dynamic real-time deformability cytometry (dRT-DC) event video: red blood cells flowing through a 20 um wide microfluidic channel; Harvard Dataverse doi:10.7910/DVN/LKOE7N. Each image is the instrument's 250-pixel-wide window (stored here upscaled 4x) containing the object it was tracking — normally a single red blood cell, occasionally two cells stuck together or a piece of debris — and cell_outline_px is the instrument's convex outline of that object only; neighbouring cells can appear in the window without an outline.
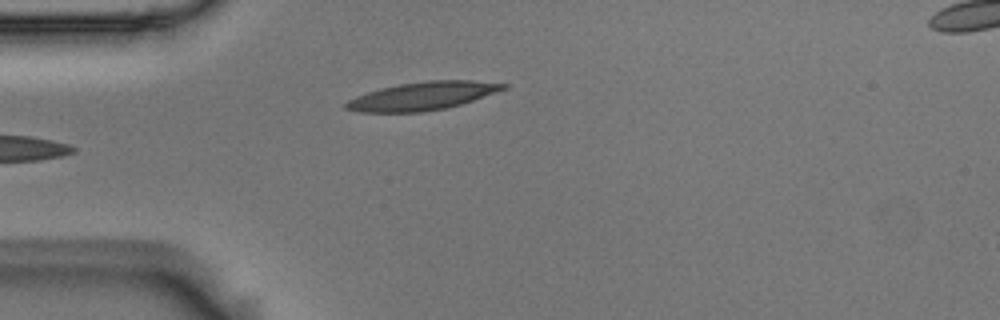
{"species": "Egyptian fruit bat (a non-hibernating species)", "species_latin": "Rousettus aegyptiacus", "temperature_condition": "room temperature", "stored_images_in_passage": 31, "camera_frame_rate_fps": 3000, "um_per_image_px": 0.085, "animal": {"sex": "male"}, "frame": {"image": 1, "passage_image": 1, "time_ms": 0.0, "image_size_px": [1000, 320], "cell_outline_px": [[508, 88], [460, 104], [444, 108], [424, 112], [360, 112], [344, 108], [344, 104], [348, 100], [356, 96], [380, 88], [400, 84], [428, 80], [472, 80], [508, 84]], "centroid_in_image_um": [35.9, 8.15], "position_along_channel_um": 49.1, "area_um2": 25.61}}
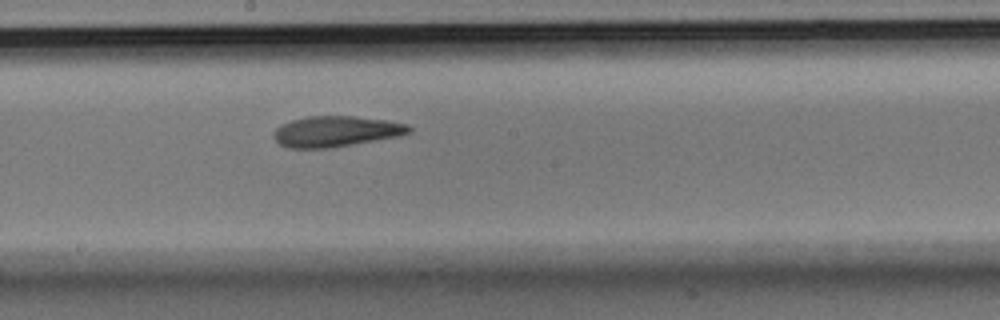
{"frame": {"image": 2, "passage_image": 16, "time_ms": 5.0, "image_size_px": [1000, 320], "cell_outline_px": [[412, 132], [396, 136], [332, 148], [288, 148], [280, 144], [272, 136], [272, 132], [280, 124], [292, 120], [308, 116], [356, 116], [384, 120], [408, 124], [412, 128]], "centroid_in_image_um": [28.51, 11.17], "position_along_channel_um": 219.7, "area_um2": 24.22}}
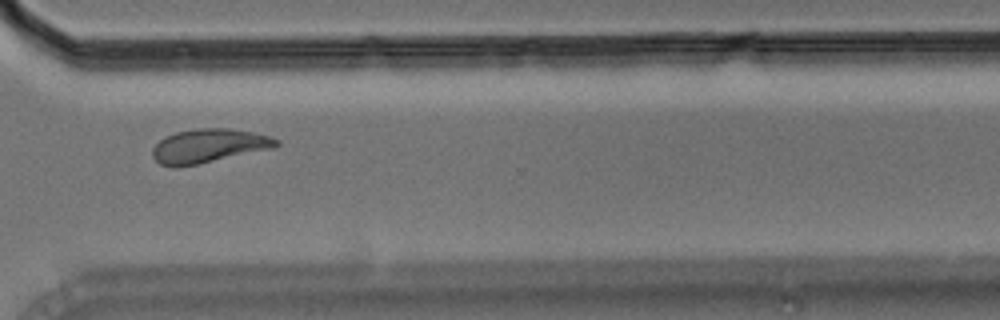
{"frame": {"image": 3, "passage_image": 27, "time_ms": 8.667, "image_size_px": [1000, 320], "cell_outline_px": [[280, 144], [276, 148], [176, 168], [172, 168], [160, 164], [152, 156], [152, 148], [164, 136], [176, 132], [196, 128], [228, 128], [252, 132], [272, 136], [280, 140]], "centroid_in_image_um": [17.76, 12.4], "position_along_channel_um": 352.8, "area_um2": 24.68}, "authors_computed_cell_mechanics": {"area_um2": 23.987, "velocity_mm_per_s": 3.6369, "shape_relaxation_time_tau1_ms": 5.8664, "shape_relaxation_time_tau2_ms": 4.2452, "deformation_change_tau1": 0.2091, "deformation_change_tau2": 0.1241}}